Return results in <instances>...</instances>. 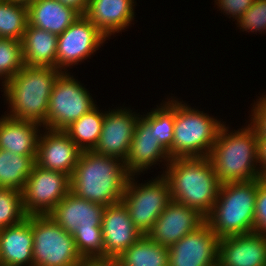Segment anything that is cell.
<instances>
[{"mask_svg": "<svg viewBox=\"0 0 266 266\" xmlns=\"http://www.w3.org/2000/svg\"><path fill=\"white\" fill-rule=\"evenodd\" d=\"M167 99V100H166ZM152 108L141 118L151 127L159 142L169 150L173 143L175 120V97L170 96Z\"/></svg>", "mask_w": 266, "mask_h": 266, "instance_id": "83f0119b", "label": "cell"}, {"mask_svg": "<svg viewBox=\"0 0 266 266\" xmlns=\"http://www.w3.org/2000/svg\"><path fill=\"white\" fill-rule=\"evenodd\" d=\"M219 238L205 221L169 247L168 266H218Z\"/></svg>", "mask_w": 266, "mask_h": 266, "instance_id": "4fadbf2b", "label": "cell"}, {"mask_svg": "<svg viewBox=\"0 0 266 266\" xmlns=\"http://www.w3.org/2000/svg\"><path fill=\"white\" fill-rule=\"evenodd\" d=\"M161 174L169 184L171 200L205 218L209 215L221 183L208 157L173 158Z\"/></svg>", "mask_w": 266, "mask_h": 266, "instance_id": "3957f363", "label": "cell"}, {"mask_svg": "<svg viewBox=\"0 0 266 266\" xmlns=\"http://www.w3.org/2000/svg\"><path fill=\"white\" fill-rule=\"evenodd\" d=\"M72 235L80 256L86 262L104 261V243L101 227L78 228Z\"/></svg>", "mask_w": 266, "mask_h": 266, "instance_id": "f546056e", "label": "cell"}, {"mask_svg": "<svg viewBox=\"0 0 266 266\" xmlns=\"http://www.w3.org/2000/svg\"><path fill=\"white\" fill-rule=\"evenodd\" d=\"M4 114L0 117V149L23 156H36L43 126Z\"/></svg>", "mask_w": 266, "mask_h": 266, "instance_id": "7402d4cb", "label": "cell"}, {"mask_svg": "<svg viewBox=\"0 0 266 266\" xmlns=\"http://www.w3.org/2000/svg\"><path fill=\"white\" fill-rule=\"evenodd\" d=\"M28 25L26 5L6 0L0 3V38L21 41Z\"/></svg>", "mask_w": 266, "mask_h": 266, "instance_id": "f1b7e54d", "label": "cell"}, {"mask_svg": "<svg viewBox=\"0 0 266 266\" xmlns=\"http://www.w3.org/2000/svg\"><path fill=\"white\" fill-rule=\"evenodd\" d=\"M113 266H122L117 260L109 261Z\"/></svg>", "mask_w": 266, "mask_h": 266, "instance_id": "60d3db41", "label": "cell"}, {"mask_svg": "<svg viewBox=\"0 0 266 266\" xmlns=\"http://www.w3.org/2000/svg\"><path fill=\"white\" fill-rule=\"evenodd\" d=\"M10 1L28 6L32 4L35 0H10Z\"/></svg>", "mask_w": 266, "mask_h": 266, "instance_id": "ab89813d", "label": "cell"}, {"mask_svg": "<svg viewBox=\"0 0 266 266\" xmlns=\"http://www.w3.org/2000/svg\"><path fill=\"white\" fill-rule=\"evenodd\" d=\"M170 160L168 150L159 142L151 127L140 118L124 162L128 173L130 175L145 174L144 171L147 172L151 170L150 167L153 168L162 162H164L162 163L164 167L161 169H166Z\"/></svg>", "mask_w": 266, "mask_h": 266, "instance_id": "e0dca14e", "label": "cell"}, {"mask_svg": "<svg viewBox=\"0 0 266 266\" xmlns=\"http://www.w3.org/2000/svg\"><path fill=\"white\" fill-rule=\"evenodd\" d=\"M141 114L127 107L104 111L102 131L93 150L97 154L119 158L125 162L135 128Z\"/></svg>", "mask_w": 266, "mask_h": 266, "instance_id": "7c38bea8", "label": "cell"}, {"mask_svg": "<svg viewBox=\"0 0 266 266\" xmlns=\"http://www.w3.org/2000/svg\"><path fill=\"white\" fill-rule=\"evenodd\" d=\"M36 156H23L0 149V187L22 191Z\"/></svg>", "mask_w": 266, "mask_h": 266, "instance_id": "4316f807", "label": "cell"}, {"mask_svg": "<svg viewBox=\"0 0 266 266\" xmlns=\"http://www.w3.org/2000/svg\"><path fill=\"white\" fill-rule=\"evenodd\" d=\"M138 176L130 175L121 202L136 228L147 235L171 201L170 188L162 174L145 183H138Z\"/></svg>", "mask_w": 266, "mask_h": 266, "instance_id": "ba28073f", "label": "cell"}, {"mask_svg": "<svg viewBox=\"0 0 266 266\" xmlns=\"http://www.w3.org/2000/svg\"><path fill=\"white\" fill-rule=\"evenodd\" d=\"M104 261L117 260L141 236L122 202L106 206L102 216Z\"/></svg>", "mask_w": 266, "mask_h": 266, "instance_id": "5bb4252c", "label": "cell"}, {"mask_svg": "<svg viewBox=\"0 0 266 266\" xmlns=\"http://www.w3.org/2000/svg\"><path fill=\"white\" fill-rule=\"evenodd\" d=\"M33 266H84L73 235L48 215H31Z\"/></svg>", "mask_w": 266, "mask_h": 266, "instance_id": "52a82bcc", "label": "cell"}, {"mask_svg": "<svg viewBox=\"0 0 266 266\" xmlns=\"http://www.w3.org/2000/svg\"><path fill=\"white\" fill-rule=\"evenodd\" d=\"M59 1L65 5L72 6L81 14H84L86 12L89 0H59Z\"/></svg>", "mask_w": 266, "mask_h": 266, "instance_id": "74e56055", "label": "cell"}, {"mask_svg": "<svg viewBox=\"0 0 266 266\" xmlns=\"http://www.w3.org/2000/svg\"><path fill=\"white\" fill-rule=\"evenodd\" d=\"M218 266H266V236L253 232L219 239Z\"/></svg>", "mask_w": 266, "mask_h": 266, "instance_id": "ac0fdd59", "label": "cell"}, {"mask_svg": "<svg viewBox=\"0 0 266 266\" xmlns=\"http://www.w3.org/2000/svg\"><path fill=\"white\" fill-rule=\"evenodd\" d=\"M255 0H215V6L224 15L236 21L253 5Z\"/></svg>", "mask_w": 266, "mask_h": 266, "instance_id": "d590c367", "label": "cell"}, {"mask_svg": "<svg viewBox=\"0 0 266 266\" xmlns=\"http://www.w3.org/2000/svg\"><path fill=\"white\" fill-rule=\"evenodd\" d=\"M117 261L122 266H168L169 248L142 235Z\"/></svg>", "mask_w": 266, "mask_h": 266, "instance_id": "d4e9b609", "label": "cell"}, {"mask_svg": "<svg viewBox=\"0 0 266 266\" xmlns=\"http://www.w3.org/2000/svg\"><path fill=\"white\" fill-rule=\"evenodd\" d=\"M205 222V217L193 208L171 200L147 236L157 244L170 247Z\"/></svg>", "mask_w": 266, "mask_h": 266, "instance_id": "9a60e30c", "label": "cell"}, {"mask_svg": "<svg viewBox=\"0 0 266 266\" xmlns=\"http://www.w3.org/2000/svg\"><path fill=\"white\" fill-rule=\"evenodd\" d=\"M23 66L21 41L0 38V84L13 78Z\"/></svg>", "mask_w": 266, "mask_h": 266, "instance_id": "4dcf8cb0", "label": "cell"}, {"mask_svg": "<svg viewBox=\"0 0 266 266\" xmlns=\"http://www.w3.org/2000/svg\"><path fill=\"white\" fill-rule=\"evenodd\" d=\"M223 124L208 156L221 184L245 182L262 178L259 166L258 141L254 129L248 124L229 130Z\"/></svg>", "mask_w": 266, "mask_h": 266, "instance_id": "7a4b0ae2", "label": "cell"}, {"mask_svg": "<svg viewBox=\"0 0 266 266\" xmlns=\"http://www.w3.org/2000/svg\"><path fill=\"white\" fill-rule=\"evenodd\" d=\"M129 177L121 159L83 151L70 177V191L106 207L121 202Z\"/></svg>", "mask_w": 266, "mask_h": 266, "instance_id": "6da1fadb", "label": "cell"}, {"mask_svg": "<svg viewBox=\"0 0 266 266\" xmlns=\"http://www.w3.org/2000/svg\"><path fill=\"white\" fill-rule=\"evenodd\" d=\"M176 98L174 136L169 156L171 159L208 157L224 122Z\"/></svg>", "mask_w": 266, "mask_h": 266, "instance_id": "8992f818", "label": "cell"}, {"mask_svg": "<svg viewBox=\"0 0 266 266\" xmlns=\"http://www.w3.org/2000/svg\"><path fill=\"white\" fill-rule=\"evenodd\" d=\"M258 159L263 177H266V137H257Z\"/></svg>", "mask_w": 266, "mask_h": 266, "instance_id": "8d00e7d4", "label": "cell"}, {"mask_svg": "<svg viewBox=\"0 0 266 266\" xmlns=\"http://www.w3.org/2000/svg\"><path fill=\"white\" fill-rule=\"evenodd\" d=\"M104 209V205L78 198L70 191L48 216L73 234L78 228L101 227Z\"/></svg>", "mask_w": 266, "mask_h": 266, "instance_id": "ffe728a7", "label": "cell"}, {"mask_svg": "<svg viewBox=\"0 0 266 266\" xmlns=\"http://www.w3.org/2000/svg\"><path fill=\"white\" fill-rule=\"evenodd\" d=\"M62 72L57 78L49 100L46 128L64 130L97 104L85 85L73 74Z\"/></svg>", "mask_w": 266, "mask_h": 266, "instance_id": "9c48e42d", "label": "cell"}, {"mask_svg": "<svg viewBox=\"0 0 266 266\" xmlns=\"http://www.w3.org/2000/svg\"><path fill=\"white\" fill-rule=\"evenodd\" d=\"M26 217L21 191L0 187V229L18 224Z\"/></svg>", "mask_w": 266, "mask_h": 266, "instance_id": "1f68e13d", "label": "cell"}, {"mask_svg": "<svg viewBox=\"0 0 266 266\" xmlns=\"http://www.w3.org/2000/svg\"><path fill=\"white\" fill-rule=\"evenodd\" d=\"M28 8V24L61 35L80 15L59 0H35Z\"/></svg>", "mask_w": 266, "mask_h": 266, "instance_id": "603a6c76", "label": "cell"}, {"mask_svg": "<svg viewBox=\"0 0 266 266\" xmlns=\"http://www.w3.org/2000/svg\"><path fill=\"white\" fill-rule=\"evenodd\" d=\"M61 73V70L52 67L24 65L0 87L4 92L5 103L8 104L9 113H4L15 119L36 122L46 128L50 96Z\"/></svg>", "mask_w": 266, "mask_h": 266, "instance_id": "277c9868", "label": "cell"}, {"mask_svg": "<svg viewBox=\"0 0 266 266\" xmlns=\"http://www.w3.org/2000/svg\"><path fill=\"white\" fill-rule=\"evenodd\" d=\"M136 4L135 0H89L84 15L110 39L134 25Z\"/></svg>", "mask_w": 266, "mask_h": 266, "instance_id": "d6986e66", "label": "cell"}, {"mask_svg": "<svg viewBox=\"0 0 266 266\" xmlns=\"http://www.w3.org/2000/svg\"><path fill=\"white\" fill-rule=\"evenodd\" d=\"M258 178L220 184L214 206L205 218L219 239L254 232Z\"/></svg>", "mask_w": 266, "mask_h": 266, "instance_id": "5b68a950", "label": "cell"}, {"mask_svg": "<svg viewBox=\"0 0 266 266\" xmlns=\"http://www.w3.org/2000/svg\"><path fill=\"white\" fill-rule=\"evenodd\" d=\"M107 39L90 20L81 14L58 36L56 69L68 72L72 66L90 59Z\"/></svg>", "mask_w": 266, "mask_h": 266, "instance_id": "8fae6325", "label": "cell"}, {"mask_svg": "<svg viewBox=\"0 0 266 266\" xmlns=\"http://www.w3.org/2000/svg\"><path fill=\"white\" fill-rule=\"evenodd\" d=\"M103 111L96 105L63 130L82 152L93 151L98 144L104 120Z\"/></svg>", "mask_w": 266, "mask_h": 266, "instance_id": "484cf974", "label": "cell"}, {"mask_svg": "<svg viewBox=\"0 0 266 266\" xmlns=\"http://www.w3.org/2000/svg\"><path fill=\"white\" fill-rule=\"evenodd\" d=\"M240 31L266 33V0H255L253 5L237 20Z\"/></svg>", "mask_w": 266, "mask_h": 266, "instance_id": "d6a6232c", "label": "cell"}, {"mask_svg": "<svg viewBox=\"0 0 266 266\" xmlns=\"http://www.w3.org/2000/svg\"><path fill=\"white\" fill-rule=\"evenodd\" d=\"M254 232L266 236V177L258 178Z\"/></svg>", "mask_w": 266, "mask_h": 266, "instance_id": "836d02e7", "label": "cell"}, {"mask_svg": "<svg viewBox=\"0 0 266 266\" xmlns=\"http://www.w3.org/2000/svg\"><path fill=\"white\" fill-rule=\"evenodd\" d=\"M70 176L34 164L22 193L27 216L48 215L70 192Z\"/></svg>", "mask_w": 266, "mask_h": 266, "instance_id": "30bf717a", "label": "cell"}, {"mask_svg": "<svg viewBox=\"0 0 266 266\" xmlns=\"http://www.w3.org/2000/svg\"><path fill=\"white\" fill-rule=\"evenodd\" d=\"M84 266H113L109 261L86 262Z\"/></svg>", "mask_w": 266, "mask_h": 266, "instance_id": "f35d334b", "label": "cell"}, {"mask_svg": "<svg viewBox=\"0 0 266 266\" xmlns=\"http://www.w3.org/2000/svg\"><path fill=\"white\" fill-rule=\"evenodd\" d=\"M81 152L63 130L43 128L38 139L35 164L71 177Z\"/></svg>", "mask_w": 266, "mask_h": 266, "instance_id": "2e32d148", "label": "cell"}, {"mask_svg": "<svg viewBox=\"0 0 266 266\" xmlns=\"http://www.w3.org/2000/svg\"><path fill=\"white\" fill-rule=\"evenodd\" d=\"M259 99L252 103L249 125L254 129L257 137H266V95L258 96Z\"/></svg>", "mask_w": 266, "mask_h": 266, "instance_id": "e575fe53", "label": "cell"}, {"mask_svg": "<svg viewBox=\"0 0 266 266\" xmlns=\"http://www.w3.org/2000/svg\"><path fill=\"white\" fill-rule=\"evenodd\" d=\"M31 216L0 229L1 266H33Z\"/></svg>", "mask_w": 266, "mask_h": 266, "instance_id": "44dd1931", "label": "cell"}, {"mask_svg": "<svg viewBox=\"0 0 266 266\" xmlns=\"http://www.w3.org/2000/svg\"><path fill=\"white\" fill-rule=\"evenodd\" d=\"M21 43L24 65L56 68L57 35L28 24Z\"/></svg>", "mask_w": 266, "mask_h": 266, "instance_id": "cb8c5ba5", "label": "cell"}]
</instances>
